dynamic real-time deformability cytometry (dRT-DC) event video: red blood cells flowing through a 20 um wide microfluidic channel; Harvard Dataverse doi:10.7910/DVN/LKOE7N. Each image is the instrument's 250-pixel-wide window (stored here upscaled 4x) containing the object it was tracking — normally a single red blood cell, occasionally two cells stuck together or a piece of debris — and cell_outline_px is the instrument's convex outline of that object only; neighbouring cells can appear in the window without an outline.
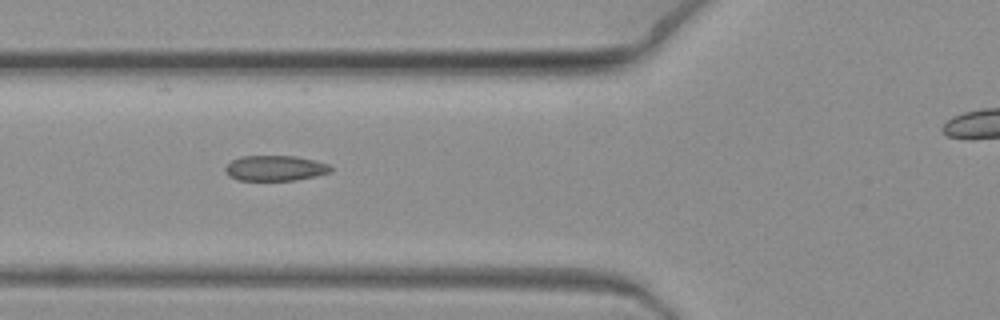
{"species": "common noctule bat (a hibernating species)", "species_latin": "Nyctalus noctula", "temperature_condition": "warm", "stored_images_in_passage": 4, "segment_of_instrument_passage": [1, 2], "camera_frame_rate_fps": 3000, "um_per_image_px": 0.085, "animal": {"sex": "female", "body_mass_g": 19.3, "forearm_length_mm": 54.1}, "frame": {"image": 1, "passage_image": 2, "time_ms": 0.333, "image_size_px": [1000, 320], "cell_outline_px": [[332, 172], [316, 176], [292, 180], [236, 180], [228, 176], [224, 172], [224, 168], [232, 160], [240, 156], [296, 156], [328, 164], [332, 168]], "centroid_in_image_um": [23.35, 14.3], "position_along_channel_um": 102.4, "area_um2": 15.61}}
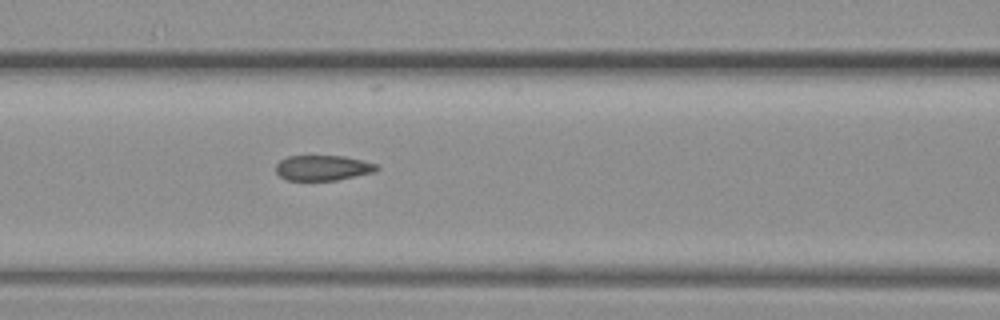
{"frame": {"image": 2, "passage_image": 3, "time_ms": 0.667, "image_size_px": [1000, 320], "cell_outline_px": [[380, 168], [372, 172], [336, 180], [288, 180], [280, 176], [276, 172], [276, 164], [280, 160], [288, 156], [344, 156], [376, 164]], "centroid_in_image_um": [27.4, 14.26], "position_along_channel_um": 139.2, "area_um2": 14.62}}